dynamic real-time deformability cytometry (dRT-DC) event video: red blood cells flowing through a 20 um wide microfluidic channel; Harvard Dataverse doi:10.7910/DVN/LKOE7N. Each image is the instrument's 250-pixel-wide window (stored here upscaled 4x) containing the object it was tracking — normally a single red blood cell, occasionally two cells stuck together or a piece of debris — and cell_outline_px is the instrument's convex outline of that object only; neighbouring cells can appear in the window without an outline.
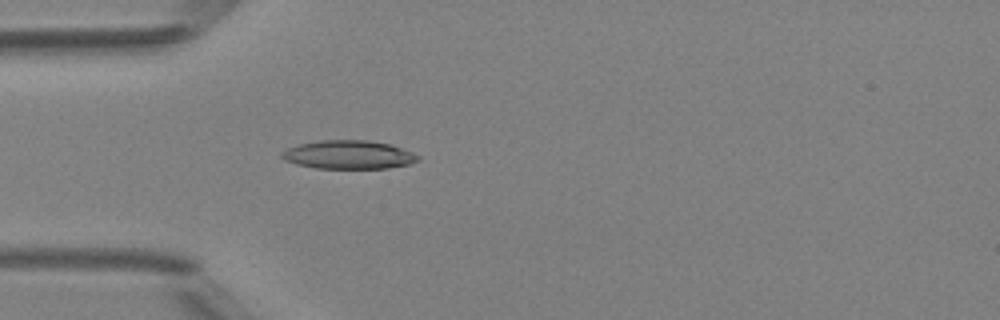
{"species": "Egyptian fruit bat (a non-hibernating species)", "species_latin": "Rousettus aegyptiacus", "temperature_condition": "room temperature", "stored_images_in_passage": 35, "camera_frame_rate_fps": 3000, "um_per_image_px": 0.085, "animal": {"sex": "female"}, "frame": {"image": 1, "passage_image": 1, "time_ms": 0.0, "image_size_px": [1000, 320], "cell_outline_px": [[420, 160], [408, 164], [388, 168], [316, 168], [296, 164], [284, 160], [280, 156], [280, 152], [288, 148], [300, 144], [320, 140], [368, 140], [392, 144], [412, 152], [420, 156]], "centroid_in_image_um": [29.64, 13.14], "position_along_channel_um": 55.4, "area_um2": 22.72}}
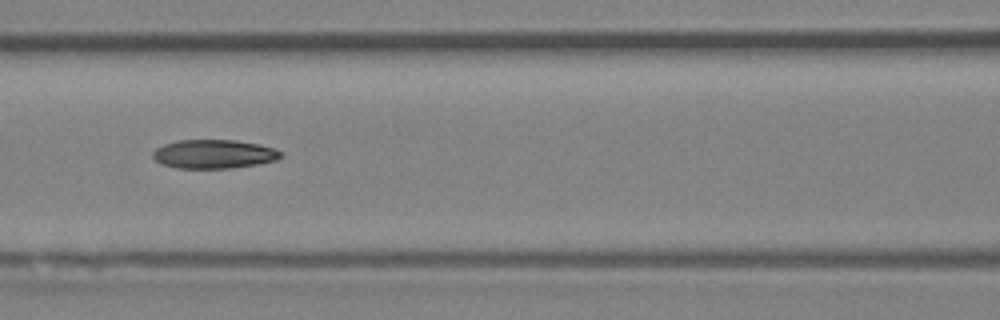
{"frame": {"image": 2, "passage_image": 8, "time_ms": 2.333, "image_size_px": [1000, 320], "cell_outline_px": [[284, 156], [276, 160], [256, 164], [232, 168], [176, 168], [164, 164], [156, 160], [152, 156], [152, 152], [156, 148], [164, 144], [180, 140], [236, 140], [260, 144], [284, 152]], "centroid_in_image_um": [18.21, 13.09], "position_along_channel_um": 148.4, "area_um2": 21.5}}
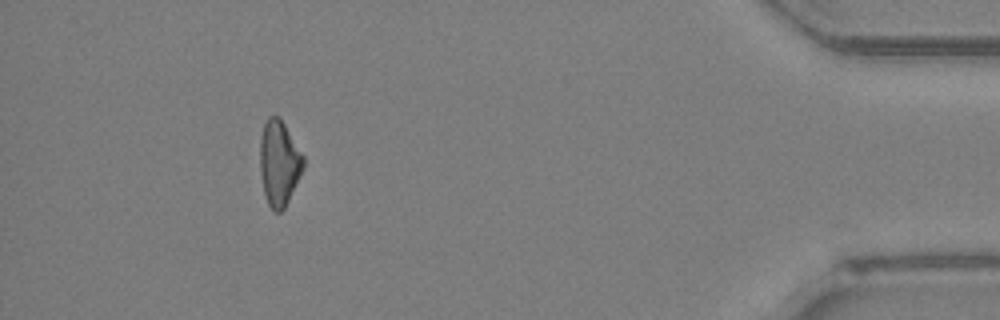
{"frame": {"image": 3, "passage_image": 31, "time_ms": 10.0, "image_size_px": [1000, 320], "cell_outline_px": [[304, 168], [284, 208], [280, 212], [276, 212], [268, 204], [264, 196], [260, 172], [260, 136], [264, 124], [268, 116], [280, 116], [304, 156]], "centroid_in_image_um": [23.71, 13.83], "position_along_channel_um": 411.5, "area_um2": 21.62}}